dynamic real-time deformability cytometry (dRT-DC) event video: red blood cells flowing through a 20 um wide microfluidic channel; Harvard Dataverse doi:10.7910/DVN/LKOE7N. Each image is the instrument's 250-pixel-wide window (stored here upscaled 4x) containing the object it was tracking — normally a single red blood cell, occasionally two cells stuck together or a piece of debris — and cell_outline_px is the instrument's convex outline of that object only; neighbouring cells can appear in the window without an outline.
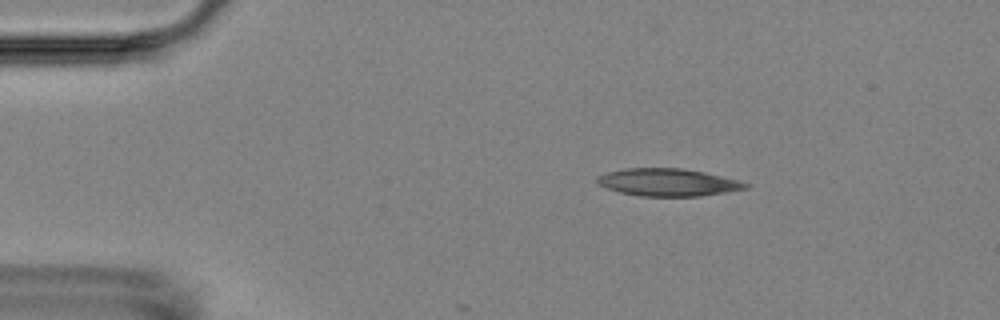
{"species": "Egyptian fruit bat (a non-hibernating species)", "species_latin": "Rousettus aegyptiacus", "temperature_condition": "room temperature", "stored_images_in_passage": 3, "camera_frame_rate_fps": 3000, "um_per_image_px": 0.085, "animal": {"sex": "female"}, "frame": {"image": 1, "passage_image": 1, "time_ms": 0.0, "image_size_px": [1000, 320], "cell_outline_px": [[748, 188], [700, 196], [640, 196], [620, 192], [604, 188], [596, 180], [596, 176], [608, 172], [624, 168], [680, 168], [704, 172], [740, 180], [748, 184]], "centroid_in_image_um": [56.75, 15.49], "position_along_channel_um": 28.3, "area_um2": 23.7}}
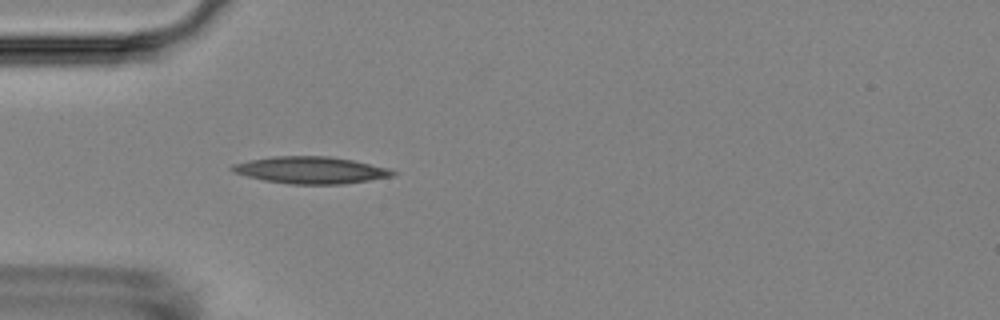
{"frame": {"image": 2, "passage_image": 3, "time_ms": 2.333, "image_size_px": [1000, 320], "cell_outline_px": [[396, 176], [344, 184], [288, 184], [264, 180], [232, 172], [228, 168], [232, 164], [248, 160], [276, 156], [328, 156], [352, 160], [388, 168], [396, 172]], "centroid_in_image_um": [26.4, 14.46], "position_along_channel_um": 58.6, "area_um2": 25.26}}